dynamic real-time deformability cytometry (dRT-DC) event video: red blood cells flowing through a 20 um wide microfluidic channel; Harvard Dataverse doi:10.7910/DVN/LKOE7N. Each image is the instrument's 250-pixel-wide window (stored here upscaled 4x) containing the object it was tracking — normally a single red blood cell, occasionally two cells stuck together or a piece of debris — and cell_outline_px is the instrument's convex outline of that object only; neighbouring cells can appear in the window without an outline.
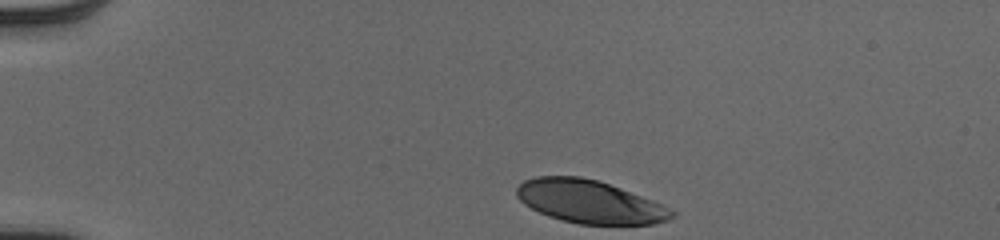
{"species": "human", "species_latin": "Homo sapiens", "temperature_condition": "cold", "stored_images_in_passage": 35, "camera_frame_rate_fps": 3000, "um_per_image_px": 0.085, "donor": {"sex": "male"}, "frame": {"image": 1, "passage_image": 1, "time_ms": 0.0, "image_size_px": [1000, 240], "cell_outline_px": [[676, 216], [668, 220], [652, 224], [580, 224], [560, 220], [548, 216], [524, 204], [516, 196], [516, 188], [524, 180], [536, 176], [580, 176], [596, 180], [620, 188], [652, 200], [676, 212]], "centroid_in_image_um": [50.09, 17.14], "position_along_channel_um": 34.9, "area_um2": 38.67}}
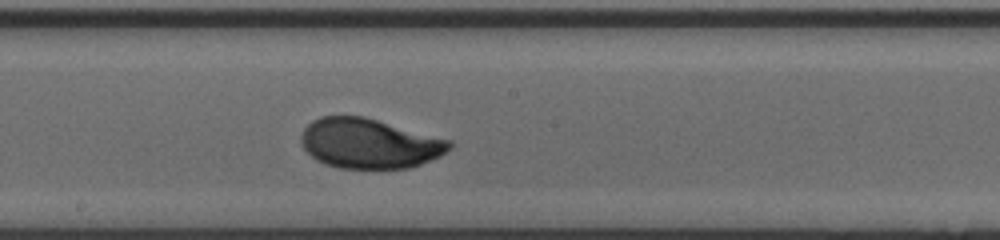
{"frame": {"image": 2, "passage_image": 20, "time_ms": 6.333, "image_size_px": [1000, 240], "cell_outline_px": [[456, 144], [452, 148], [440, 156], [420, 164], [408, 168], [340, 168], [324, 164], [316, 160], [304, 148], [300, 140], [300, 136], [304, 128], [312, 120], [320, 116], [364, 116], [452, 140]], "centroid_in_image_um": [31.41, 12.19], "position_along_channel_um": 216.8, "area_um2": 43.35}}
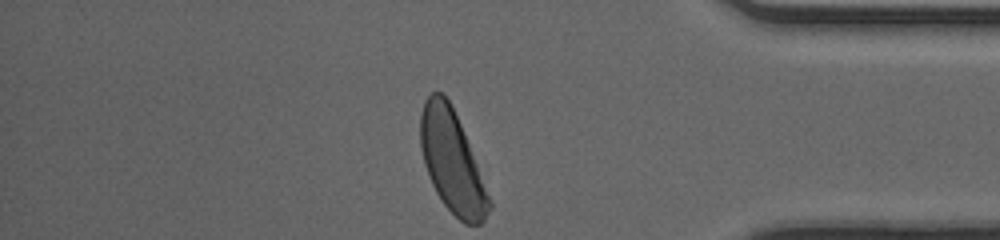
{"frame": {"image": 3, "passage_image": 35, "time_ms": 11.333, "image_size_px": [1000, 240], "cell_outline_px": [[492, 208], [484, 220], [480, 224], [464, 224], [440, 200], [428, 176], [424, 164], [420, 148], [420, 116], [424, 100], [432, 92], [440, 92], [448, 100], [460, 124], [492, 200]], "centroid_in_image_um": [38.42, 13.78], "position_along_channel_um": 396.8, "area_um2": 40.46}, "authors_computed_cell_mechanics": {"area_um2": 42.8876, "velocity_mm_per_s": 3.9907, "shape_relaxation_time_tau1_ms": 2.2054, "shape_relaxation_time_tau2_ms": null, "deformation_change_tau1": 0.1441, "deformation_change_tau2": null}}